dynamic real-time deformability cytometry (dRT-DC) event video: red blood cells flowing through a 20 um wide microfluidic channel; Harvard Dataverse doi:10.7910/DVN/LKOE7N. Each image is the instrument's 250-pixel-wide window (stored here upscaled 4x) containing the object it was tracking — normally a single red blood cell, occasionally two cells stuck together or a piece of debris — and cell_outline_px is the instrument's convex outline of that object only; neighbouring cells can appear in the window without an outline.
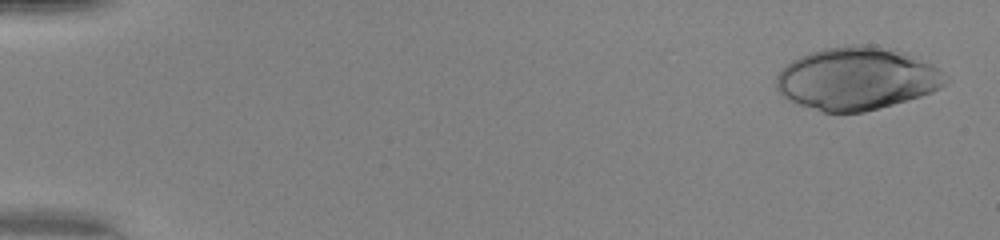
{"species": "human", "species_latin": "Homo sapiens", "temperature_condition": "warm", "stored_images_in_passage": 49, "camera_frame_rate_fps": 3000, "um_per_image_px": 0.085, "donor": {"sex": "female"}, "frame": {"image": 1, "passage_image": 2, "time_ms": 0.333, "image_size_px": [1000, 240], "cell_outline_px": [[944, 84], [940, 88], [932, 92], [920, 96], [864, 112], [820, 112], [796, 104], [788, 100], [776, 88], [776, 76], [780, 68], [792, 60], [800, 56], [824, 48], [852, 44], [872, 44], [896, 48], [936, 68], [940, 72]], "centroid_in_image_um": [72.74, 6.67], "position_along_channel_um": 12.3, "area_um2": 61.61}}
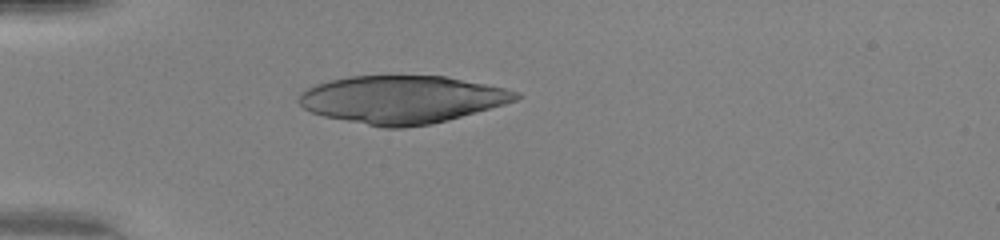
{"frame": {"image": 2, "passage_image": 15, "time_ms": 4.667, "image_size_px": [1000, 240], "cell_outline_px": [[524, 96], [516, 100], [504, 104], [448, 120], [432, 124], [404, 128], [384, 128], [324, 116], [312, 112], [304, 108], [296, 100], [300, 92], [316, 84], [328, 80], [348, 76], [444, 76], [504, 88], [520, 92]], "centroid_in_image_um": [34.15, 8.46], "position_along_channel_um": 50.9, "area_um2": 60.34}}